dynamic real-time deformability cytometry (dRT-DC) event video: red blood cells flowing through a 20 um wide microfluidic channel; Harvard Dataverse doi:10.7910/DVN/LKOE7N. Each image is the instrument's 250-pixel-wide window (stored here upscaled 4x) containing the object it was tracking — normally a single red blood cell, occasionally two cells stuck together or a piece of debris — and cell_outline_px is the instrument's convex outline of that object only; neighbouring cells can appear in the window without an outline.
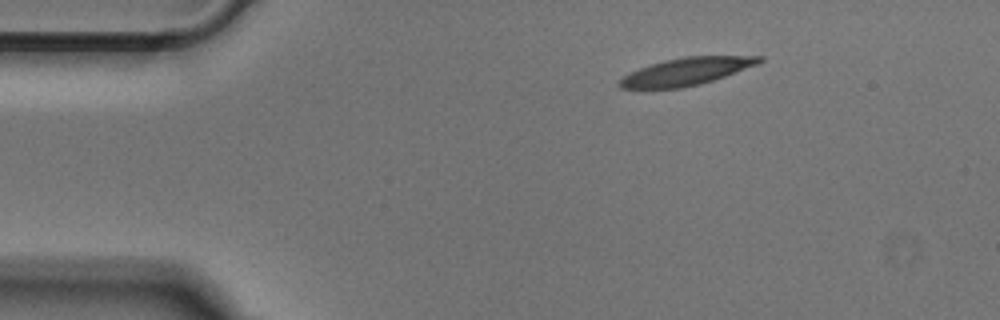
{"species": "Egyptian fruit bat (a non-hibernating species)", "species_latin": "Rousettus aegyptiacus", "temperature_condition": "cold", "stored_images_in_passage": 44, "camera_frame_rate_fps": 3000, "um_per_image_px": 0.085, "animal": {"sex": "male"}, "frame": {"image": 1, "passage_image": 1, "time_ms": 0.0, "image_size_px": [1000, 320], "cell_outline_px": [[764, 60], [756, 64], [724, 76], [700, 84], [680, 88], [620, 88], [616, 84], [624, 76], [640, 68], [664, 60], [684, 56], [764, 56]], "centroid_in_image_um": [58.32, 6.07], "position_along_channel_um": 26.7, "area_um2": 21.91}}
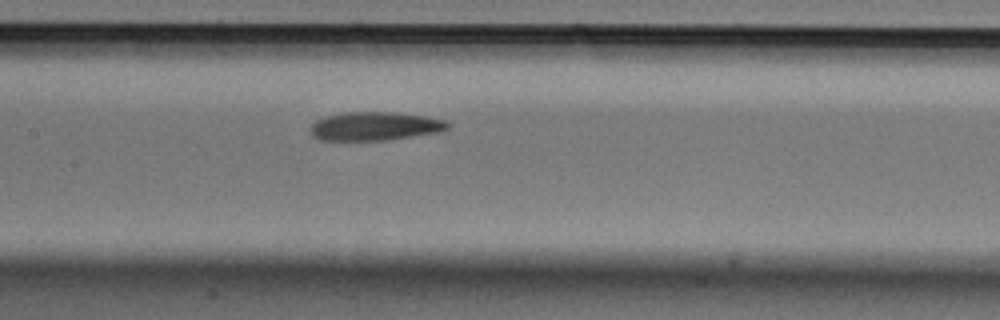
{"frame": {"image": 2, "passage_image": 17, "time_ms": 5.333, "image_size_px": [1000, 320], "cell_outline_px": [[448, 128], [440, 132], [388, 140], [320, 140], [312, 136], [312, 124], [316, 120], [324, 116], [344, 112], [396, 112], [424, 116], [444, 120], [448, 124]], "centroid_in_image_um": [31.85, 10.72], "position_along_channel_um": 175.5, "area_um2": 22.83}}
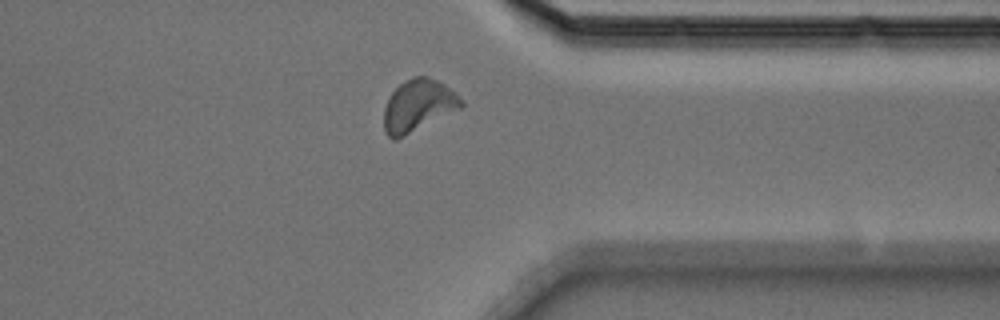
{"frame": {"image": 3, "passage_image": 33, "time_ms": 10.667, "image_size_px": [1000, 320], "cell_outline_px": [[464, 104], [460, 108], [396, 140], [392, 140], [384, 132], [384, 108], [388, 96], [404, 80], [412, 76], [428, 76], [444, 84], [464, 100]], "centroid_in_image_um": [35.51, 8.96], "position_along_channel_um": 375.9, "area_um2": 23.35}}